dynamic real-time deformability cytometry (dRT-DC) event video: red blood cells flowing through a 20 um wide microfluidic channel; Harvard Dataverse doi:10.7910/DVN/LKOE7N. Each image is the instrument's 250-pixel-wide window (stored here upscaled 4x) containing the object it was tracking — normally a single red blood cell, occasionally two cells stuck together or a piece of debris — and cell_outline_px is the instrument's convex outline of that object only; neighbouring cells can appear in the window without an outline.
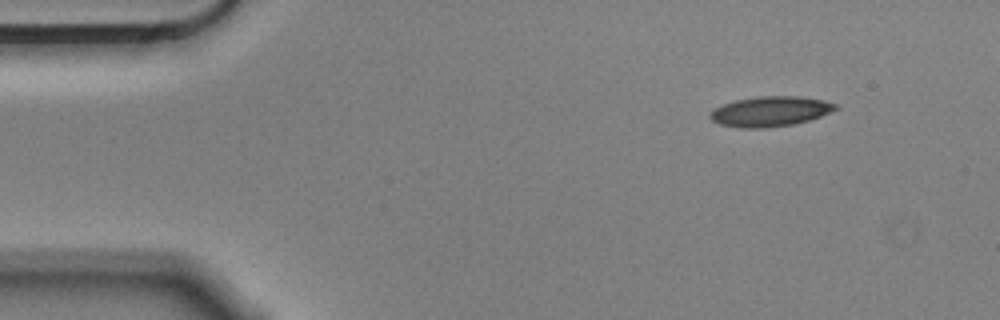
{"species": "Egyptian fruit bat (a non-hibernating species)", "species_latin": "Rousettus aegyptiacus", "temperature_condition": "cold", "stored_images_in_passage": 10, "camera_frame_rate_fps": 3000, "um_per_image_px": 0.085, "animal": {"sex": "male"}, "frame": {"image": 1, "passage_image": 1, "time_ms": 0.0, "image_size_px": [1000, 320], "cell_outline_px": [[840, 108], [820, 116], [808, 120], [792, 124], [764, 128], [740, 128], [720, 124], [712, 120], [708, 116], [708, 112], [724, 104], [736, 100], [760, 96], [796, 96], [824, 100], [836, 104]], "centroid_in_image_um": [65.46, 9.47], "position_along_channel_um": 19.5, "area_um2": 21.85}}
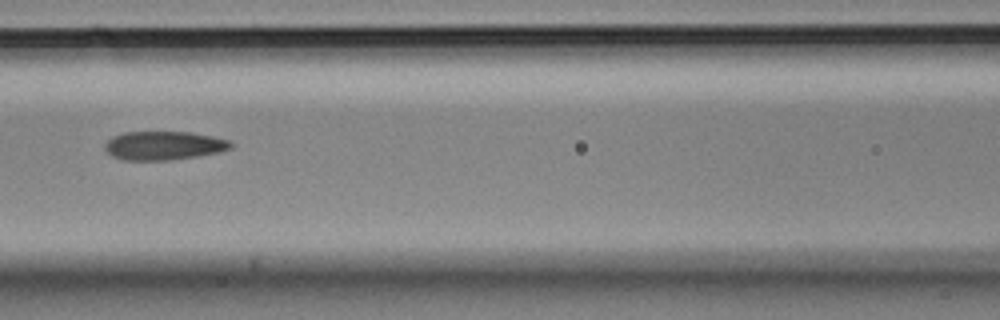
{"frame": {"image": 2, "passage_image": 6, "time_ms": 1.667, "image_size_px": [1000, 320], "cell_outline_px": [[232, 148], [220, 152], [196, 156], [168, 160], [124, 160], [112, 156], [104, 148], [104, 144], [112, 136], [124, 132], [192, 132], [232, 140]], "centroid_in_image_um": [13.94, 12.37], "position_along_channel_um": 152.7, "area_um2": 21.15}}
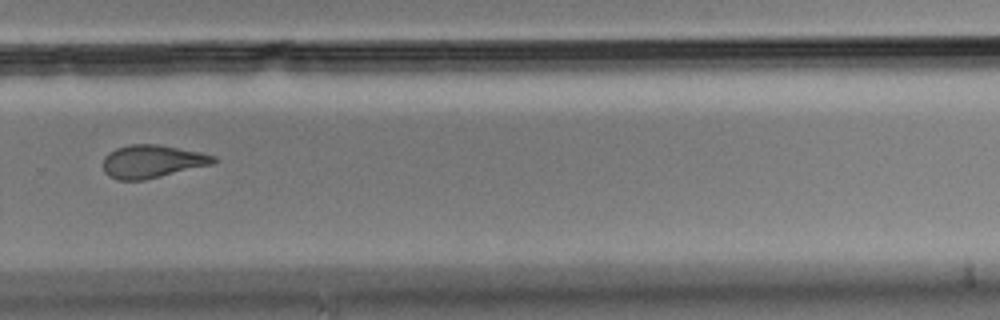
{"frame": {"image": 3, "passage_image": 10, "time_ms": 3.0, "image_size_px": [1000, 320], "cell_outline_px": [[216, 160], [212, 164], [144, 180], [116, 180], [108, 176], [104, 172], [104, 156], [108, 152], [116, 148], [132, 144], [160, 144], [200, 152], [216, 156]], "centroid_in_image_um": [12.9, 13.72], "position_along_channel_um": 316.9, "area_um2": 21.21}}